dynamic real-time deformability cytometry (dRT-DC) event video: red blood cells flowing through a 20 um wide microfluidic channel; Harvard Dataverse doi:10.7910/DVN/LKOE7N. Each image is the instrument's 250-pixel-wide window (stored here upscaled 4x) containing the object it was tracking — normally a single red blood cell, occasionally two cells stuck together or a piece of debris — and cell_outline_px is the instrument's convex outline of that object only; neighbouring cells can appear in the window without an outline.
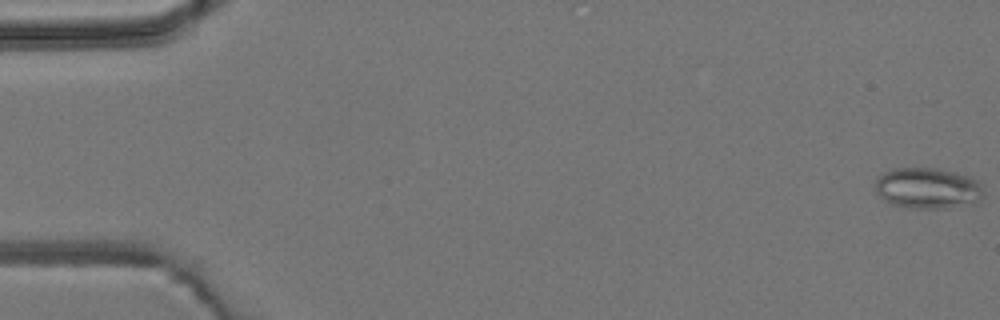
{"species": "common noctule bat (a hibernating species)", "species_latin": "Nyctalus noctula", "temperature_condition": "room temperature", "stored_images_in_passage": 6, "camera_frame_rate_fps": 3000, "um_per_image_px": 0.085, "animal": {"sex": "male", "body_mass_g": 19.2, "forearm_length_mm": 51.8}, "frame": {"image": 1, "passage_image": 1, "time_ms": 0.0, "image_size_px": [1000, 320], "cell_outline_px": [[984, 196], [976, 204], [948, 208], [908, 208], [892, 204], [884, 200], [876, 192], [876, 180], [884, 172], [892, 168], [936, 168], [956, 172], [972, 176], [980, 180], [984, 192]], "centroid_in_image_um": [78.93, 16.0], "position_along_channel_um": 6.1, "area_um2": 26.41}}